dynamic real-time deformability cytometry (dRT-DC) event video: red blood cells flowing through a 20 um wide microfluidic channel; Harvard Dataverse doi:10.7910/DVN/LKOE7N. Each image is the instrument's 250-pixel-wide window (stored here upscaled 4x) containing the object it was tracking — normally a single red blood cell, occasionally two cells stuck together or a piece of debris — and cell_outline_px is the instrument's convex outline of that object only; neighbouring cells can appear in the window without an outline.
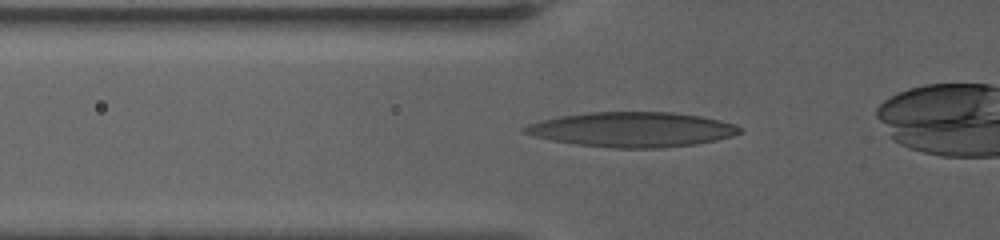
{"species": "human", "species_latin": "Homo sapiens", "temperature_condition": "warm", "stored_images_in_passage": 7, "camera_frame_rate_fps": 3000, "um_per_image_px": 0.085, "donor": {"sex": "female"}, "frame": {"image": 1, "passage_image": 2, "time_ms": 0.667, "image_size_px": [1000, 240], "cell_outline_px": [[744, 132], [732, 136], [716, 140], [696, 144], [660, 148], [612, 148], [576, 144], [552, 140], [520, 132], [520, 128], [528, 124], [540, 120], [560, 116], [588, 112], [672, 112], [700, 116], [720, 120], [736, 124], [744, 128]], "centroid_in_image_um": [53.75, 11.0], "position_along_channel_um": 72.0, "area_um2": 43.99}}
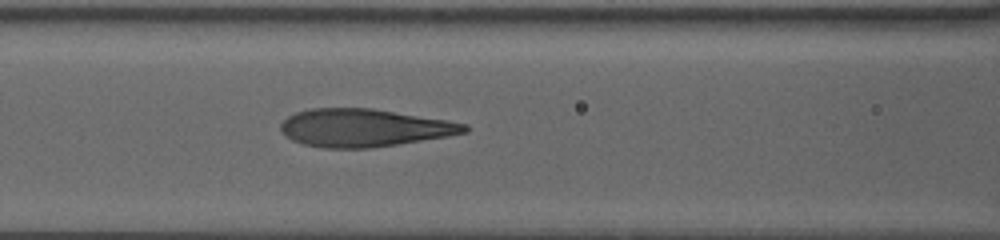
{"frame": {"image": 2, "passage_image": 5, "time_ms": 2.667, "image_size_px": [1000, 240], "cell_outline_px": [[468, 132], [448, 136], [372, 148], [324, 148], [304, 144], [292, 140], [284, 136], [280, 128], [280, 124], [288, 116], [296, 112], [312, 108], [372, 108], [448, 120], [468, 124]], "centroid_in_image_um": [30.94, 10.86], "position_along_channel_um": 135.7, "area_um2": 40.58}}
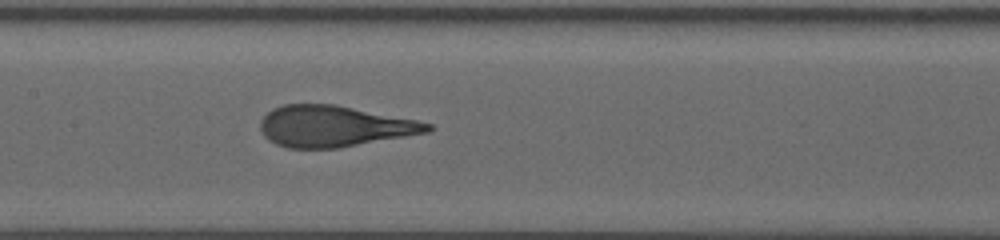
{"frame": {"image": 3, "passage_image": 7, "time_ms": 4.0, "image_size_px": [1000, 240], "cell_outline_px": [[432, 128], [428, 132], [336, 148], [288, 148], [276, 144], [268, 140], [264, 136], [260, 128], [260, 120], [272, 108], [284, 104], [336, 104], [416, 120], [432, 124]], "centroid_in_image_um": [28.35, 10.72], "position_along_channel_um": 179.1, "area_um2": 39.82}}